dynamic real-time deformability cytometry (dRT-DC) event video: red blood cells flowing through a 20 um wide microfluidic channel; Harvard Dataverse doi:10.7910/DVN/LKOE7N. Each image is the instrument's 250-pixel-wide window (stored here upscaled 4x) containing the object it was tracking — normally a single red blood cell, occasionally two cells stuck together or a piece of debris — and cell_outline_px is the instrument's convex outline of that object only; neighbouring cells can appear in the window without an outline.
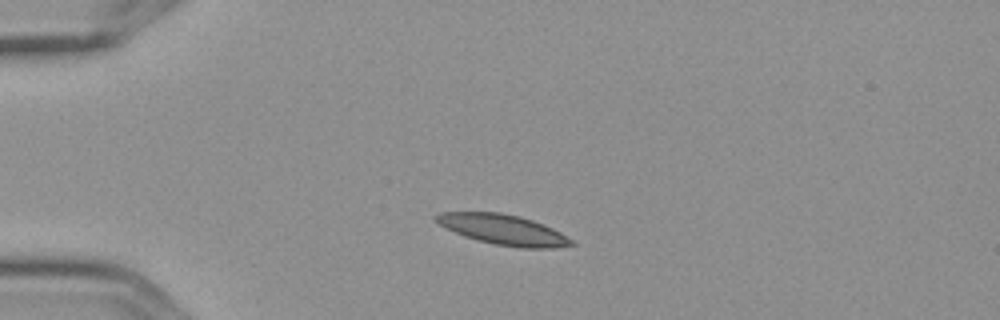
{"species": "Egyptian fruit bat (a non-hibernating species)", "species_latin": "Rousettus aegyptiacus", "temperature_condition": "cold", "stored_images_in_passage": 4, "camera_frame_rate_fps": 3000, "um_per_image_px": 0.085, "frame": {"image": 1, "passage_image": 2, "time_ms": 0.333, "image_size_px": [1000, 320], "cell_outline_px": [[576, 244], [556, 248], [520, 248], [496, 244], [476, 240], [464, 236], [432, 220], [432, 216], [440, 212], [500, 212], [520, 216], [532, 220], [552, 228], [560, 232], [572, 240]], "centroid_in_image_um": [42.76, 19.51], "position_along_channel_um": 42.2, "area_um2": 23.81}}